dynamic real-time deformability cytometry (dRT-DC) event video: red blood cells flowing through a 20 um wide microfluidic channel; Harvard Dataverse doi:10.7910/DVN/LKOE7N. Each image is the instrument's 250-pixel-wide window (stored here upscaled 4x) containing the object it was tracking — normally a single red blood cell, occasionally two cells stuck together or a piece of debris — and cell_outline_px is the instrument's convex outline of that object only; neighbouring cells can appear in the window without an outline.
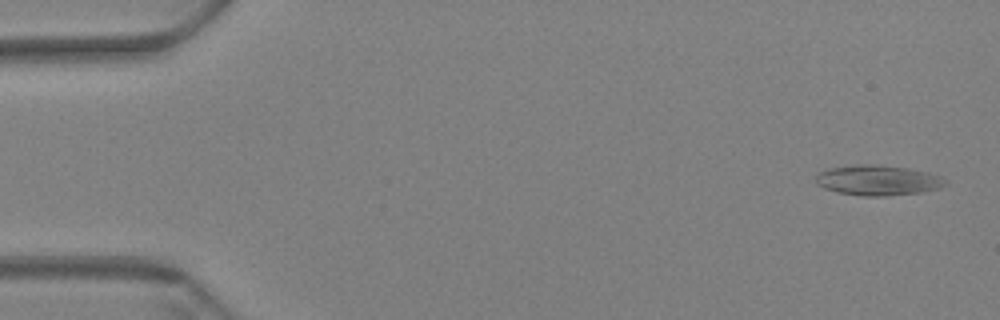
{"species": "Egyptian fruit bat (a non-hibernating species)", "species_latin": "Rousettus aegyptiacus", "temperature_condition": "warm", "stored_images_in_passage": 59, "camera_frame_rate_fps": 3000, "um_per_image_px": 0.085, "animal": {"sex": "female"}, "frame": {"image": 1, "passage_image": 2, "time_ms": 0.333, "image_size_px": [1000, 320], "cell_outline_px": [[948, 184], [940, 188], [920, 192], [884, 196], [864, 196], [840, 192], [824, 188], [816, 184], [816, 172], [828, 168], [852, 164], [876, 164], [908, 168], [928, 172], [940, 176], [948, 180]], "centroid_in_image_um": [74.61, 15.3], "position_along_channel_um": 10.4, "area_um2": 23.06}}
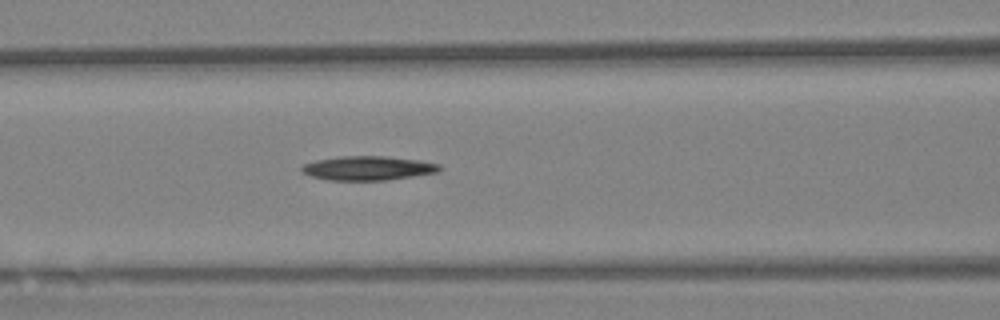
{"frame": {"image": 2, "passage_image": 25, "time_ms": 8.0, "image_size_px": [1000, 320], "cell_outline_px": [[444, 168], [436, 172], [388, 180], [328, 180], [312, 176], [300, 172], [300, 168], [304, 164], [316, 160], [340, 156], [384, 156], [416, 160], [440, 164]], "centroid_in_image_um": [31.25, 14.29], "position_along_channel_um": 135.4, "area_um2": 19.31}}
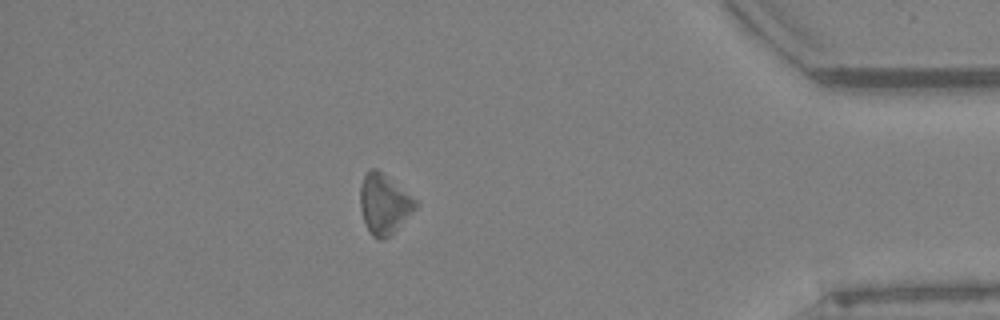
{"frame": {"image": 3, "passage_image": 52, "time_ms": 17.0, "image_size_px": [1000, 320], "cell_outline_px": [[420, 204], [384, 240], [380, 240], [372, 236], [368, 232], [360, 208], [360, 188], [364, 176], [368, 168], [376, 168], [416, 200]], "centroid_in_image_um": [32.61, 17.34], "position_along_channel_um": 402.6, "area_um2": 18.96}, "authors_computed_cell_mechanics": {"area_um2": 19.4786, "velocity_mm_per_s": 3.4225, "shape_relaxation_time_tau1_ms": 2.5383, "shape_relaxation_time_tau2_ms": null, "deformation_change_tau1": 0.0964, "deformation_change_tau2": null}}